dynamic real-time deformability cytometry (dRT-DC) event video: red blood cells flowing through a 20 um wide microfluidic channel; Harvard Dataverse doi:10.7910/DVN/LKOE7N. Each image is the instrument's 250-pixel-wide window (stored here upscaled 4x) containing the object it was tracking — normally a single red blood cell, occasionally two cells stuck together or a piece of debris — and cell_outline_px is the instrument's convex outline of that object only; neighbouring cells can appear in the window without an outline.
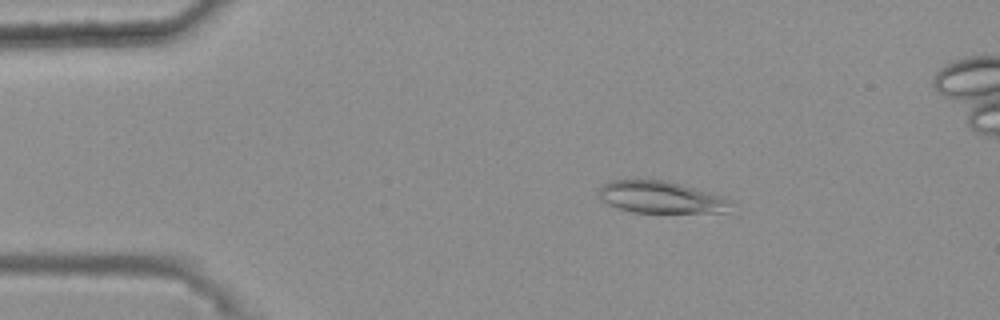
{"species": "common noctule bat (a hibernating species)", "species_latin": "Nyctalus noctula", "temperature_condition": "warm", "stored_images_in_passage": 48, "camera_frame_rate_fps": 3000, "um_per_image_px": 0.085, "animal": {"sex": "female", "body_mass_g": 25.1}, "frame": {"image": 1, "passage_image": 10, "time_ms": 3.0, "image_size_px": [1000, 320], "cell_outline_px": [[732, 200], [724, 212], [632, 212], [608, 204], [600, 200], [596, 196], [596, 192], [608, 180], [664, 180], [680, 184], [724, 196]], "centroid_in_image_um": [56.1, 16.75], "position_along_channel_um": 28.9, "area_um2": 24.45}}
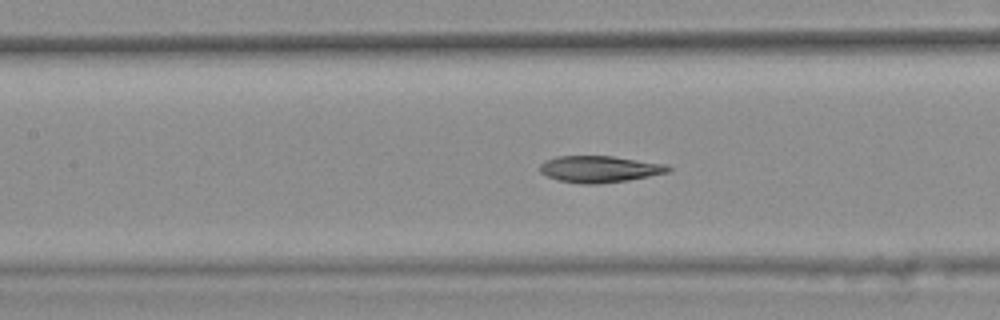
{"frame": {"image": 2, "passage_image": 25, "time_ms": 8.0, "image_size_px": [1000, 320], "cell_outline_px": [[672, 168], [668, 172], [628, 180], [596, 184], [580, 184], [560, 180], [548, 176], [540, 172], [540, 164], [544, 160], [556, 156], [612, 156], [668, 164]], "centroid_in_image_um": [50.96, 14.36], "position_along_channel_um": 156.4, "area_um2": 19.88}}
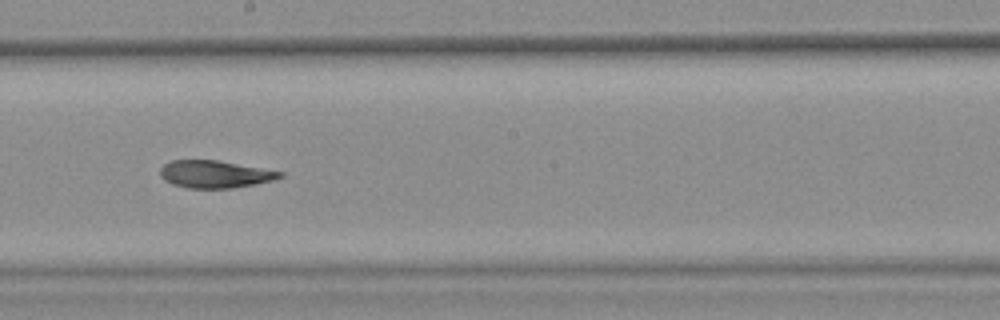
{"frame": {"image": 3, "passage_image": 31, "time_ms": 10.0, "image_size_px": [1000, 320], "cell_outline_px": [[284, 176], [272, 180], [256, 184], [232, 188], [188, 188], [172, 184], [164, 180], [160, 176], [160, 168], [164, 164], [172, 160], [216, 160], [284, 172]], "centroid_in_image_um": [18.25, 14.81], "position_along_channel_um": 230.0, "area_um2": 19.07}, "authors_computed_cell_mechanics": {"area_um2": 20.4034, "velocity_mm_per_s": 3.6873, "shape_relaxation_time_tau1_ms": 7.0961, "shape_relaxation_time_tau2_ms": 3.2009, "deformation_change_tau1": 0.1816, "deformation_change_tau2": 0.0963}}